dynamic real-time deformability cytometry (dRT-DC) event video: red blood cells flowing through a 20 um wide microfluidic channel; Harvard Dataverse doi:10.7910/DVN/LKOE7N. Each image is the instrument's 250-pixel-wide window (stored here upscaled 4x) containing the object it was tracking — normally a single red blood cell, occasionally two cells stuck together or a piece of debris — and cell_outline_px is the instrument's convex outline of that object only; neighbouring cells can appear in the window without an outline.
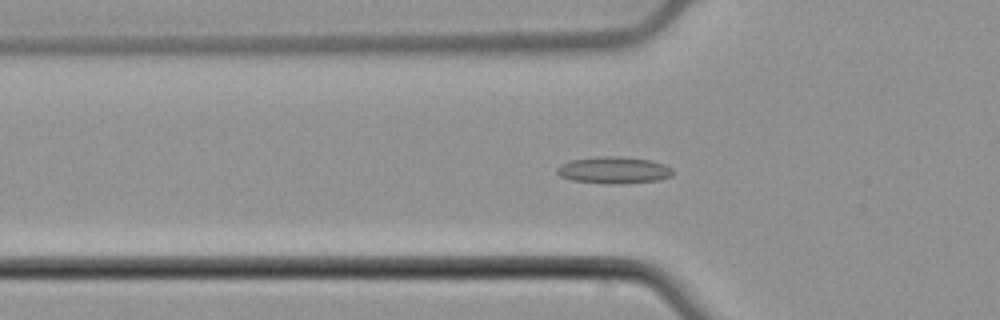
{"species": "common noctule bat (a hibernating species)", "species_latin": "Nyctalus noctula", "temperature_condition": "cold", "stored_images_in_passage": 54, "camera_frame_rate_fps": 3000, "um_per_image_px": 0.085, "animal": {"sex": "male", "body_mass_g": 21.5, "forearm_length_mm": 52.0}, "frame": {"image": 1, "passage_image": 18, "time_ms": 5.667, "image_size_px": [1000, 320], "cell_outline_px": [[672, 176], [660, 180], [620, 184], [616, 184], [572, 180], [560, 176], [556, 172], [556, 168], [560, 164], [572, 160], [600, 156], [620, 156], [652, 160], [664, 164], [672, 168]], "centroid_in_image_um": [52.19, 14.45], "position_along_channel_um": 73.6, "area_um2": 18.15}}
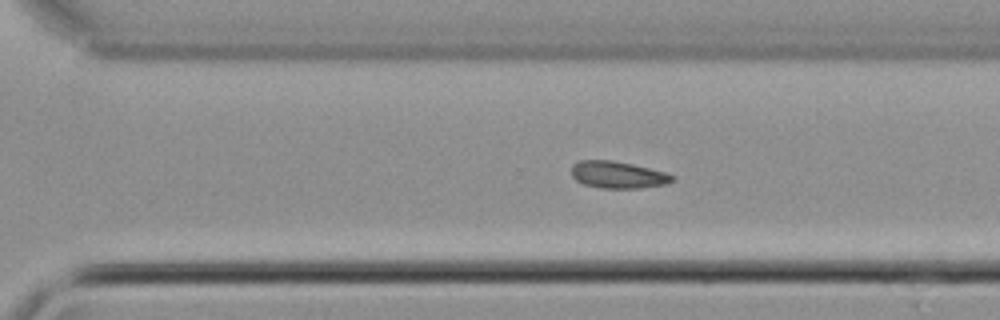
{"frame": {"image": 2, "passage_image": 37, "time_ms": 12.0, "image_size_px": [1000, 320], "cell_outline_px": [[676, 180], [664, 184], [640, 188], [600, 188], [584, 184], [576, 180], [572, 176], [572, 164], [580, 160], [612, 160], [632, 164], [668, 172], [676, 176]], "centroid_in_image_um": [52.55, 14.85], "position_along_channel_um": 318.0, "area_um2": 16.01}}
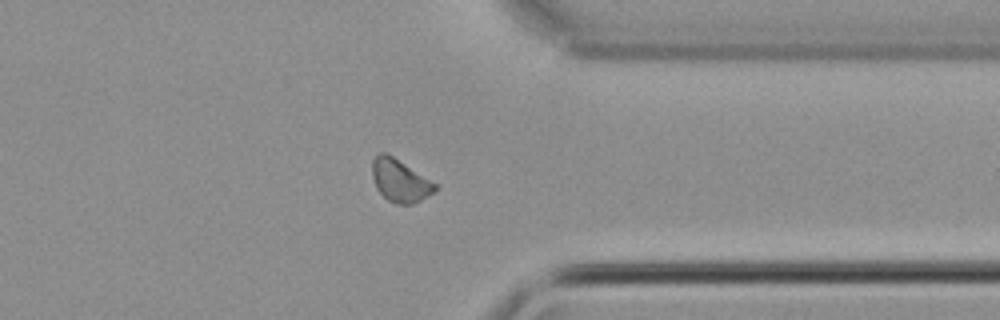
{"frame": {"image": 3, "passage_image": 42, "time_ms": 13.667, "image_size_px": [1000, 320], "cell_outline_px": [[436, 188], [432, 192], [420, 200], [412, 204], [396, 204], [388, 200], [376, 188], [372, 176], [372, 160], [380, 152], [384, 152], [392, 156], [436, 184]], "centroid_in_image_um": [33.95, 15.35], "position_along_channel_um": 377.5, "area_um2": 15.14}, "authors_computed_cell_mechanics": {"area_um2": 16.2129, "velocity_mm_per_s": 3.8716, "shape_relaxation_time_tau1_ms": null, "shape_relaxation_time_tau2_ms": 3.2483, "deformation_change_tau1": null, "deformation_change_tau2": 0.0757}}